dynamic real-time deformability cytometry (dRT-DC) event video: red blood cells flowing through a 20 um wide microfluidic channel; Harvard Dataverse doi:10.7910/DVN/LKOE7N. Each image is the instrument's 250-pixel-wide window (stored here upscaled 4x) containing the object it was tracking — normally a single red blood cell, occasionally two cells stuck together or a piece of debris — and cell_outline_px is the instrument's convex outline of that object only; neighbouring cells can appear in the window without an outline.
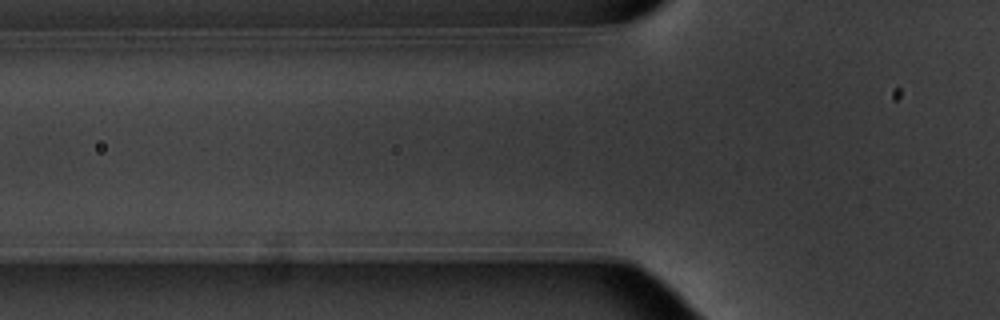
{"species": "common noctule bat (a hibernating species)", "species_latin": "Nyctalus noctula", "temperature_condition": "warm", "stored_images_in_passage": 3, "camera_frame_rate_fps": 3000, "um_per_image_px": 0.085, "animal": {"sex": "male", "body_mass_g": 20.1, "forearm_length_mm": 53.5}, "frame": {"image": 1, "passage_image": 2, "time_ms": 0.333, "image_size_px": [1000, 320], "cell_outline_px": [[376, 236], [368, 240], [260, 256], [256, 236], [280, 232]], "centroid_in_image_um": [25.66, 20.53], "position_along_channel_um": 100.1, "area_um2": 11.5}}